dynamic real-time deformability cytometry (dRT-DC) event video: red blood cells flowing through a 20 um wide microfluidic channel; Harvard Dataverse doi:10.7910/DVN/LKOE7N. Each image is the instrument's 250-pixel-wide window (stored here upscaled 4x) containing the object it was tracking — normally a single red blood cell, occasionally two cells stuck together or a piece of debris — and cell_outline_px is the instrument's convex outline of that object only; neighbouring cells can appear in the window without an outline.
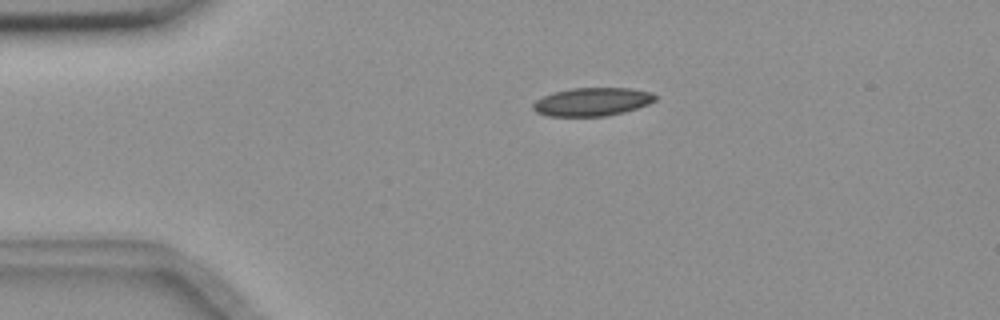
{"species": "common noctule bat (a hibernating species)", "species_latin": "Nyctalus noctula", "temperature_condition": "room temperature", "stored_images_in_passage": 3, "camera_frame_rate_fps": 3000, "um_per_image_px": 0.085, "animal": {"sex": "female", "body_mass_g": 18.4}, "frame": {"image": 1, "passage_image": 2, "time_ms": 0.333, "image_size_px": [1000, 320], "cell_outline_px": [[656, 100], [648, 104], [624, 112], [604, 116], [548, 116], [536, 112], [532, 108], [532, 104], [536, 100], [552, 92], [572, 88], [632, 88], [652, 92], [656, 96]], "centroid_in_image_um": [50.33, 8.65], "position_along_channel_um": 34.7, "area_um2": 20.17}}